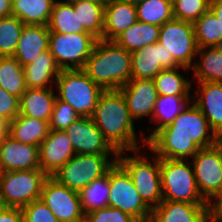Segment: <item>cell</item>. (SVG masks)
Instances as JSON below:
<instances>
[{"mask_svg": "<svg viewBox=\"0 0 222 222\" xmlns=\"http://www.w3.org/2000/svg\"><path fill=\"white\" fill-rule=\"evenodd\" d=\"M84 219L88 222H138L131 215L109 206L87 213Z\"/></svg>", "mask_w": 222, "mask_h": 222, "instance_id": "cell-40", "label": "cell"}, {"mask_svg": "<svg viewBox=\"0 0 222 222\" xmlns=\"http://www.w3.org/2000/svg\"><path fill=\"white\" fill-rule=\"evenodd\" d=\"M218 137L201 110L190 102L171 124L158 130L146 144L159 158L188 160L201 148L214 146Z\"/></svg>", "mask_w": 222, "mask_h": 222, "instance_id": "cell-1", "label": "cell"}, {"mask_svg": "<svg viewBox=\"0 0 222 222\" xmlns=\"http://www.w3.org/2000/svg\"><path fill=\"white\" fill-rule=\"evenodd\" d=\"M40 169L39 146L20 143L6 133L0 140V173Z\"/></svg>", "mask_w": 222, "mask_h": 222, "instance_id": "cell-17", "label": "cell"}, {"mask_svg": "<svg viewBox=\"0 0 222 222\" xmlns=\"http://www.w3.org/2000/svg\"><path fill=\"white\" fill-rule=\"evenodd\" d=\"M150 222H210L209 206L162 201L153 207Z\"/></svg>", "mask_w": 222, "mask_h": 222, "instance_id": "cell-19", "label": "cell"}, {"mask_svg": "<svg viewBox=\"0 0 222 222\" xmlns=\"http://www.w3.org/2000/svg\"><path fill=\"white\" fill-rule=\"evenodd\" d=\"M137 21L135 5L126 0H106L102 39L114 41Z\"/></svg>", "mask_w": 222, "mask_h": 222, "instance_id": "cell-20", "label": "cell"}, {"mask_svg": "<svg viewBox=\"0 0 222 222\" xmlns=\"http://www.w3.org/2000/svg\"><path fill=\"white\" fill-rule=\"evenodd\" d=\"M190 96L159 95L151 119L159 124L148 137H143L144 144L161 128L171 124L179 113L190 103Z\"/></svg>", "mask_w": 222, "mask_h": 222, "instance_id": "cell-28", "label": "cell"}, {"mask_svg": "<svg viewBox=\"0 0 222 222\" xmlns=\"http://www.w3.org/2000/svg\"><path fill=\"white\" fill-rule=\"evenodd\" d=\"M191 162L198 190L209 202L222 191V168L218 149L215 146L201 148Z\"/></svg>", "mask_w": 222, "mask_h": 222, "instance_id": "cell-13", "label": "cell"}, {"mask_svg": "<svg viewBox=\"0 0 222 222\" xmlns=\"http://www.w3.org/2000/svg\"><path fill=\"white\" fill-rule=\"evenodd\" d=\"M193 25L198 48L222 46V24L210 9Z\"/></svg>", "mask_w": 222, "mask_h": 222, "instance_id": "cell-34", "label": "cell"}, {"mask_svg": "<svg viewBox=\"0 0 222 222\" xmlns=\"http://www.w3.org/2000/svg\"><path fill=\"white\" fill-rule=\"evenodd\" d=\"M67 3H77V2H106V0H66Z\"/></svg>", "mask_w": 222, "mask_h": 222, "instance_id": "cell-49", "label": "cell"}, {"mask_svg": "<svg viewBox=\"0 0 222 222\" xmlns=\"http://www.w3.org/2000/svg\"><path fill=\"white\" fill-rule=\"evenodd\" d=\"M0 222H24L23 212L20 208L1 207Z\"/></svg>", "mask_w": 222, "mask_h": 222, "instance_id": "cell-43", "label": "cell"}, {"mask_svg": "<svg viewBox=\"0 0 222 222\" xmlns=\"http://www.w3.org/2000/svg\"><path fill=\"white\" fill-rule=\"evenodd\" d=\"M24 222H59L53 212L40 199L22 209Z\"/></svg>", "mask_w": 222, "mask_h": 222, "instance_id": "cell-41", "label": "cell"}, {"mask_svg": "<svg viewBox=\"0 0 222 222\" xmlns=\"http://www.w3.org/2000/svg\"><path fill=\"white\" fill-rule=\"evenodd\" d=\"M109 207L120 209L138 222H150L152 209L142 200L127 171L116 161L109 169Z\"/></svg>", "mask_w": 222, "mask_h": 222, "instance_id": "cell-9", "label": "cell"}, {"mask_svg": "<svg viewBox=\"0 0 222 222\" xmlns=\"http://www.w3.org/2000/svg\"><path fill=\"white\" fill-rule=\"evenodd\" d=\"M123 152L125 151L118 152L117 162L129 174L142 200L153 209V207L163 201L160 158L155 155L156 157L153 159V163H151L152 161L148 160L145 155L143 157L139 154V149L131 150V152L135 153L134 157L123 156Z\"/></svg>", "mask_w": 222, "mask_h": 222, "instance_id": "cell-6", "label": "cell"}, {"mask_svg": "<svg viewBox=\"0 0 222 222\" xmlns=\"http://www.w3.org/2000/svg\"><path fill=\"white\" fill-rule=\"evenodd\" d=\"M56 99L52 88H27L20 97L19 115L49 122Z\"/></svg>", "mask_w": 222, "mask_h": 222, "instance_id": "cell-23", "label": "cell"}, {"mask_svg": "<svg viewBox=\"0 0 222 222\" xmlns=\"http://www.w3.org/2000/svg\"><path fill=\"white\" fill-rule=\"evenodd\" d=\"M126 1H128V2H130L131 4H133V5L136 6V5L142 3V2H144V1H146V0H126Z\"/></svg>", "mask_w": 222, "mask_h": 222, "instance_id": "cell-50", "label": "cell"}, {"mask_svg": "<svg viewBox=\"0 0 222 222\" xmlns=\"http://www.w3.org/2000/svg\"><path fill=\"white\" fill-rule=\"evenodd\" d=\"M158 42L181 66H193V58L196 57L198 49L193 23L177 19L164 23L160 26Z\"/></svg>", "mask_w": 222, "mask_h": 222, "instance_id": "cell-11", "label": "cell"}, {"mask_svg": "<svg viewBox=\"0 0 222 222\" xmlns=\"http://www.w3.org/2000/svg\"><path fill=\"white\" fill-rule=\"evenodd\" d=\"M188 161L160 158L163 201L208 204L198 190L193 166Z\"/></svg>", "mask_w": 222, "mask_h": 222, "instance_id": "cell-4", "label": "cell"}, {"mask_svg": "<svg viewBox=\"0 0 222 222\" xmlns=\"http://www.w3.org/2000/svg\"><path fill=\"white\" fill-rule=\"evenodd\" d=\"M190 68L179 66L173 69H164L153 78L158 95L167 96H191V81L180 74L179 69Z\"/></svg>", "mask_w": 222, "mask_h": 222, "instance_id": "cell-32", "label": "cell"}, {"mask_svg": "<svg viewBox=\"0 0 222 222\" xmlns=\"http://www.w3.org/2000/svg\"><path fill=\"white\" fill-rule=\"evenodd\" d=\"M24 25L14 15L0 18V57L14 56Z\"/></svg>", "mask_w": 222, "mask_h": 222, "instance_id": "cell-37", "label": "cell"}, {"mask_svg": "<svg viewBox=\"0 0 222 222\" xmlns=\"http://www.w3.org/2000/svg\"><path fill=\"white\" fill-rule=\"evenodd\" d=\"M71 4L74 11L78 12L79 33H91L97 39H102L106 2H77Z\"/></svg>", "mask_w": 222, "mask_h": 222, "instance_id": "cell-30", "label": "cell"}, {"mask_svg": "<svg viewBox=\"0 0 222 222\" xmlns=\"http://www.w3.org/2000/svg\"><path fill=\"white\" fill-rule=\"evenodd\" d=\"M97 40L91 33H50L49 51L61 70L83 69Z\"/></svg>", "mask_w": 222, "mask_h": 222, "instance_id": "cell-10", "label": "cell"}, {"mask_svg": "<svg viewBox=\"0 0 222 222\" xmlns=\"http://www.w3.org/2000/svg\"><path fill=\"white\" fill-rule=\"evenodd\" d=\"M109 155L75 154L54 176L60 184L79 192L93 180L104 176L116 163Z\"/></svg>", "mask_w": 222, "mask_h": 222, "instance_id": "cell-8", "label": "cell"}, {"mask_svg": "<svg viewBox=\"0 0 222 222\" xmlns=\"http://www.w3.org/2000/svg\"><path fill=\"white\" fill-rule=\"evenodd\" d=\"M78 194L84 215L94 210L108 207L110 195L109 170L104 176L86 185Z\"/></svg>", "mask_w": 222, "mask_h": 222, "instance_id": "cell-31", "label": "cell"}, {"mask_svg": "<svg viewBox=\"0 0 222 222\" xmlns=\"http://www.w3.org/2000/svg\"><path fill=\"white\" fill-rule=\"evenodd\" d=\"M209 9L222 24V0H210Z\"/></svg>", "mask_w": 222, "mask_h": 222, "instance_id": "cell-45", "label": "cell"}, {"mask_svg": "<svg viewBox=\"0 0 222 222\" xmlns=\"http://www.w3.org/2000/svg\"><path fill=\"white\" fill-rule=\"evenodd\" d=\"M172 4L174 19L194 23L209 10L210 0H176Z\"/></svg>", "mask_w": 222, "mask_h": 222, "instance_id": "cell-38", "label": "cell"}, {"mask_svg": "<svg viewBox=\"0 0 222 222\" xmlns=\"http://www.w3.org/2000/svg\"><path fill=\"white\" fill-rule=\"evenodd\" d=\"M192 102L201 110L210 127L222 136V82H197Z\"/></svg>", "mask_w": 222, "mask_h": 222, "instance_id": "cell-21", "label": "cell"}, {"mask_svg": "<svg viewBox=\"0 0 222 222\" xmlns=\"http://www.w3.org/2000/svg\"><path fill=\"white\" fill-rule=\"evenodd\" d=\"M49 122L18 115L8 124L7 133L20 143L39 146L48 136Z\"/></svg>", "mask_w": 222, "mask_h": 222, "instance_id": "cell-25", "label": "cell"}, {"mask_svg": "<svg viewBox=\"0 0 222 222\" xmlns=\"http://www.w3.org/2000/svg\"><path fill=\"white\" fill-rule=\"evenodd\" d=\"M78 118H80L79 115L68 103L57 98L49 121V127L51 130L64 131Z\"/></svg>", "mask_w": 222, "mask_h": 222, "instance_id": "cell-39", "label": "cell"}, {"mask_svg": "<svg viewBox=\"0 0 222 222\" xmlns=\"http://www.w3.org/2000/svg\"><path fill=\"white\" fill-rule=\"evenodd\" d=\"M75 154L109 155L117 159L118 151L108 142L91 117H80L64 130Z\"/></svg>", "mask_w": 222, "mask_h": 222, "instance_id": "cell-14", "label": "cell"}, {"mask_svg": "<svg viewBox=\"0 0 222 222\" xmlns=\"http://www.w3.org/2000/svg\"><path fill=\"white\" fill-rule=\"evenodd\" d=\"M23 69L27 88H52L51 84H55L61 71L49 49L42 52L33 62L23 66Z\"/></svg>", "mask_w": 222, "mask_h": 222, "instance_id": "cell-24", "label": "cell"}, {"mask_svg": "<svg viewBox=\"0 0 222 222\" xmlns=\"http://www.w3.org/2000/svg\"><path fill=\"white\" fill-rule=\"evenodd\" d=\"M131 53L115 41L98 39L83 71L104 90H119L131 80Z\"/></svg>", "mask_w": 222, "mask_h": 222, "instance_id": "cell-3", "label": "cell"}, {"mask_svg": "<svg viewBox=\"0 0 222 222\" xmlns=\"http://www.w3.org/2000/svg\"><path fill=\"white\" fill-rule=\"evenodd\" d=\"M40 200L59 222H80L84 219L78 192L60 184L53 177L45 180Z\"/></svg>", "mask_w": 222, "mask_h": 222, "instance_id": "cell-12", "label": "cell"}, {"mask_svg": "<svg viewBox=\"0 0 222 222\" xmlns=\"http://www.w3.org/2000/svg\"><path fill=\"white\" fill-rule=\"evenodd\" d=\"M75 155L74 148L65 131L51 130L39 145L40 169L52 177Z\"/></svg>", "mask_w": 222, "mask_h": 222, "instance_id": "cell-16", "label": "cell"}, {"mask_svg": "<svg viewBox=\"0 0 222 222\" xmlns=\"http://www.w3.org/2000/svg\"><path fill=\"white\" fill-rule=\"evenodd\" d=\"M0 87L19 98L27 89L23 66L14 56L0 57Z\"/></svg>", "mask_w": 222, "mask_h": 222, "instance_id": "cell-33", "label": "cell"}, {"mask_svg": "<svg viewBox=\"0 0 222 222\" xmlns=\"http://www.w3.org/2000/svg\"><path fill=\"white\" fill-rule=\"evenodd\" d=\"M119 90L125 97L133 121L152 117L159 96L153 79H131Z\"/></svg>", "mask_w": 222, "mask_h": 222, "instance_id": "cell-18", "label": "cell"}, {"mask_svg": "<svg viewBox=\"0 0 222 222\" xmlns=\"http://www.w3.org/2000/svg\"><path fill=\"white\" fill-rule=\"evenodd\" d=\"M47 26L50 33H79L78 12L71 3L56 0Z\"/></svg>", "mask_w": 222, "mask_h": 222, "instance_id": "cell-35", "label": "cell"}, {"mask_svg": "<svg viewBox=\"0 0 222 222\" xmlns=\"http://www.w3.org/2000/svg\"><path fill=\"white\" fill-rule=\"evenodd\" d=\"M216 199V201H215ZM210 221L222 220V191L208 202Z\"/></svg>", "mask_w": 222, "mask_h": 222, "instance_id": "cell-44", "label": "cell"}, {"mask_svg": "<svg viewBox=\"0 0 222 222\" xmlns=\"http://www.w3.org/2000/svg\"><path fill=\"white\" fill-rule=\"evenodd\" d=\"M131 79H153L164 69L181 66L159 42L131 53Z\"/></svg>", "mask_w": 222, "mask_h": 222, "instance_id": "cell-15", "label": "cell"}, {"mask_svg": "<svg viewBox=\"0 0 222 222\" xmlns=\"http://www.w3.org/2000/svg\"><path fill=\"white\" fill-rule=\"evenodd\" d=\"M57 98L68 103L79 117H91L99 97L105 91L82 69L61 70L55 82Z\"/></svg>", "mask_w": 222, "mask_h": 222, "instance_id": "cell-5", "label": "cell"}, {"mask_svg": "<svg viewBox=\"0 0 222 222\" xmlns=\"http://www.w3.org/2000/svg\"><path fill=\"white\" fill-rule=\"evenodd\" d=\"M55 0H12V15L26 25H48Z\"/></svg>", "mask_w": 222, "mask_h": 222, "instance_id": "cell-29", "label": "cell"}, {"mask_svg": "<svg viewBox=\"0 0 222 222\" xmlns=\"http://www.w3.org/2000/svg\"><path fill=\"white\" fill-rule=\"evenodd\" d=\"M7 129H8V124L4 122L2 119H0V140L7 133Z\"/></svg>", "mask_w": 222, "mask_h": 222, "instance_id": "cell-48", "label": "cell"}, {"mask_svg": "<svg viewBox=\"0 0 222 222\" xmlns=\"http://www.w3.org/2000/svg\"><path fill=\"white\" fill-rule=\"evenodd\" d=\"M196 56L200 60L194 61L190 70L193 69L197 82H222V46L198 48Z\"/></svg>", "mask_w": 222, "mask_h": 222, "instance_id": "cell-27", "label": "cell"}, {"mask_svg": "<svg viewBox=\"0 0 222 222\" xmlns=\"http://www.w3.org/2000/svg\"><path fill=\"white\" fill-rule=\"evenodd\" d=\"M139 22L162 26L174 19L173 4L169 0H146L136 5Z\"/></svg>", "mask_w": 222, "mask_h": 222, "instance_id": "cell-36", "label": "cell"}, {"mask_svg": "<svg viewBox=\"0 0 222 222\" xmlns=\"http://www.w3.org/2000/svg\"><path fill=\"white\" fill-rule=\"evenodd\" d=\"M48 176L41 169L0 173V202L3 207L22 209L41 198Z\"/></svg>", "mask_w": 222, "mask_h": 222, "instance_id": "cell-7", "label": "cell"}, {"mask_svg": "<svg viewBox=\"0 0 222 222\" xmlns=\"http://www.w3.org/2000/svg\"><path fill=\"white\" fill-rule=\"evenodd\" d=\"M50 31L47 25H24L14 57L25 66L49 49Z\"/></svg>", "mask_w": 222, "mask_h": 222, "instance_id": "cell-22", "label": "cell"}, {"mask_svg": "<svg viewBox=\"0 0 222 222\" xmlns=\"http://www.w3.org/2000/svg\"><path fill=\"white\" fill-rule=\"evenodd\" d=\"M20 113V98L0 87V119L9 124Z\"/></svg>", "mask_w": 222, "mask_h": 222, "instance_id": "cell-42", "label": "cell"}, {"mask_svg": "<svg viewBox=\"0 0 222 222\" xmlns=\"http://www.w3.org/2000/svg\"><path fill=\"white\" fill-rule=\"evenodd\" d=\"M91 118L118 152L140 149L134 121L120 90H105L99 97Z\"/></svg>", "mask_w": 222, "mask_h": 222, "instance_id": "cell-2", "label": "cell"}, {"mask_svg": "<svg viewBox=\"0 0 222 222\" xmlns=\"http://www.w3.org/2000/svg\"><path fill=\"white\" fill-rule=\"evenodd\" d=\"M214 146L218 149L221 168H222V136H219Z\"/></svg>", "mask_w": 222, "mask_h": 222, "instance_id": "cell-47", "label": "cell"}, {"mask_svg": "<svg viewBox=\"0 0 222 222\" xmlns=\"http://www.w3.org/2000/svg\"><path fill=\"white\" fill-rule=\"evenodd\" d=\"M12 15V0H0V18Z\"/></svg>", "mask_w": 222, "mask_h": 222, "instance_id": "cell-46", "label": "cell"}, {"mask_svg": "<svg viewBox=\"0 0 222 222\" xmlns=\"http://www.w3.org/2000/svg\"><path fill=\"white\" fill-rule=\"evenodd\" d=\"M159 35L160 26L137 21L114 41L119 46L132 53L157 43Z\"/></svg>", "mask_w": 222, "mask_h": 222, "instance_id": "cell-26", "label": "cell"}]
</instances>
